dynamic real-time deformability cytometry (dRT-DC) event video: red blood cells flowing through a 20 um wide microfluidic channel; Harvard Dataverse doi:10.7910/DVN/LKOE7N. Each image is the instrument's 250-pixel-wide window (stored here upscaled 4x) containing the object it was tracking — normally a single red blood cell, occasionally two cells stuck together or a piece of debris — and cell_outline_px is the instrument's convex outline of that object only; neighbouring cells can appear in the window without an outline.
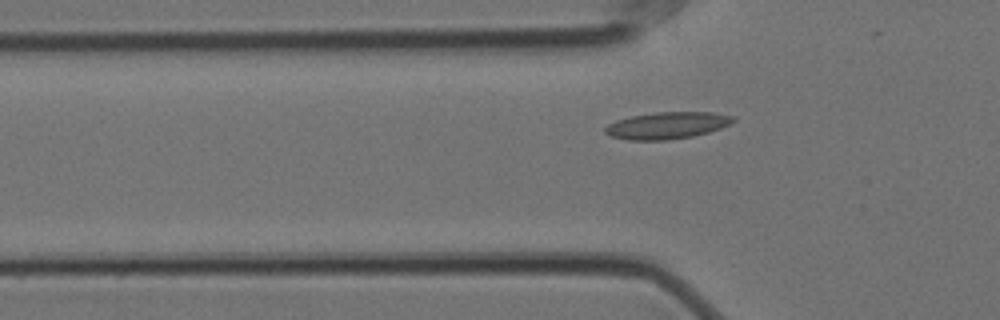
{"species": "Egyptian fruit bat (a non-hibernating species)", "species_latin": "Rousettus aegyptiacus", "temperature_condition": "cold", "stored_images_in_passage": 35, "camera_frame_rate_fps": 3000, "um_per_image_px": 0.085, "animal": {"sex": "female"}, "frame": {"image": 1, "passage_image": 5, "time_ms": 1.333, "image_size_px": [1000, 320], "cell_outline_px": [[736, 120], [720, 128], [708, 132], [692, 136], [668, 140], [628, 140], [612, 136], [604, 132], [604, 128], [608, 124], [616, 120], [632, 116], [656, 112], [712, 112], [736, 116]], "centroid_in_image_um": [56.71, 10.66], "position_along_channel_um": 69.1, "area_um2": 20.0}}
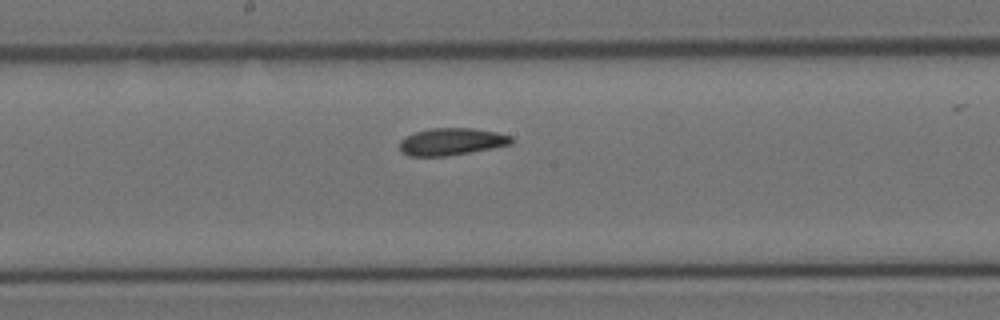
{"frame": {"image": 2, "passage_image": 17, "time_ms": 5.333, "image_size_px": [1000, 320], "cell_outline_px": [[512, 144], [492, 148], [444, 156], [408, 156], [400, 148], [400, 140], [404, 136], [416, 132], [432, 128], [472, 128], [496, 132], [512, 136]], "centroid_in_image_um": [38.37, 12.03], "position_along_channel_um": 209.8, "area_um2": 17.51}}
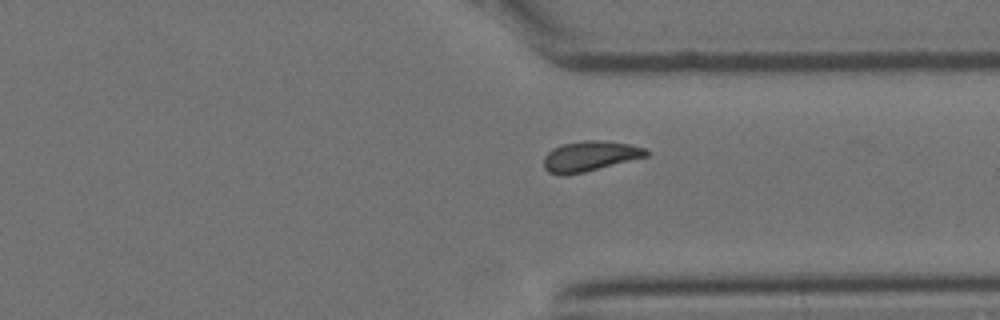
{"frame": {"image": 3, "passage_image": 30, "time_ms": 9.667, "image_size_px": [1000, 320], "cell_outline_px": [[648, 156], [584, 172], [564, 176], [560, 176], [548, 172], [544, 168], [544, 156], [552, 148], [564, 144], [584, 140], [600, 140], [628, 144], [648, 148]], "centroid_in_image_um": [50.12, 13.28], "position_along_channel_um": 361.3, "area_um2": 18.09}}